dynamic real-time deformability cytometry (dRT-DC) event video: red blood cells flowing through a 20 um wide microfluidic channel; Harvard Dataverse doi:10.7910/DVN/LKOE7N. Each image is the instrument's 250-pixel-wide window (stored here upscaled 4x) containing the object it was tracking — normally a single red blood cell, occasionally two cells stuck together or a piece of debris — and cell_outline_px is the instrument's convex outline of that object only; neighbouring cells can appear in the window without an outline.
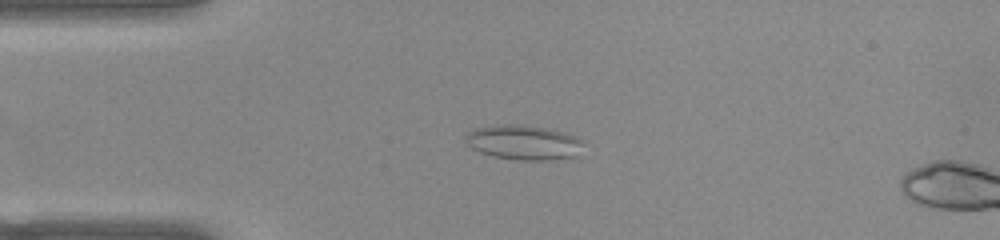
{"species": "common noctule bat (a hibernating species)", "species_latin": "Nyctalus noctula", "temperature_condition": "warm", "stored_images_in_passage": 13, "camera_frame_rate_fps": 3000, "um_per_image_px": 0.085, "animal": {"sex": "female", "body_mass_g": 22.0, "forearm_length_mm": 56.7}, "frame": {"image": 1, "passage_image": 11, "time_ms": 3.333, "image_size_px": [1000, 240], "cell_outline_px": [[584, 140], [576, 156], [552, 160], [516, 160], [492, 156], [480, 152], [472, 148], [464, 140], [464, 136], [468, 132], [476, 128], [504, 124], [520, 124], [548, 128], [576, 136]], "centroid_in_image_um": [44.5, 12.1], "position_along_channel_um": 40.5, "area_um2": 23.93}}